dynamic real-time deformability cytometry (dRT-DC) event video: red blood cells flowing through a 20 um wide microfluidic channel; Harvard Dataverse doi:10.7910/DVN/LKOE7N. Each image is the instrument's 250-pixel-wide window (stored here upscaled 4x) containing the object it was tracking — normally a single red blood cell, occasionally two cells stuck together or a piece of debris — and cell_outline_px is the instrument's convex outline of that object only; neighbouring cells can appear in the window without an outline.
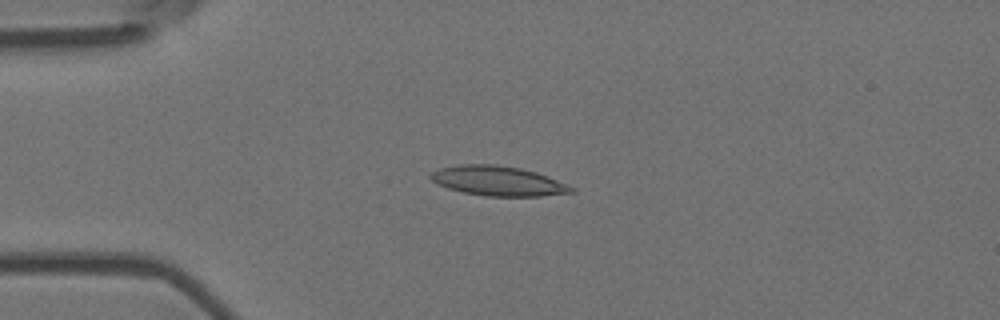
{"species": "Egyptian fruit bat (a non-hibernating species)", "species_latin": "Rousettus aegyptiacus", "temperature_condition": "room temperature", "stored_images_in_passage": 55, "camera_frame_rate_fps": 3000, "um_per_image_px": 0.085, "animal": {"sex": "female"}, "frame": {"image": 1, "passage_image": 13, "time_ms": 4.0, "image_size_px": [1000, 320], "cell_outline_px": [[576, 192], [540, 196], [484, 196], [464, 192], [448, 188], [436, 184], [428, 176], [432, 172], [440, 168], [460, 164], [496, 164], [520, 168], [536, 172], [548, 176], [576, 188]], "centroid_in_image_um": [42.34, 15.38], "position_along_channel_um": 42.7, "area_um2": 24.45}}
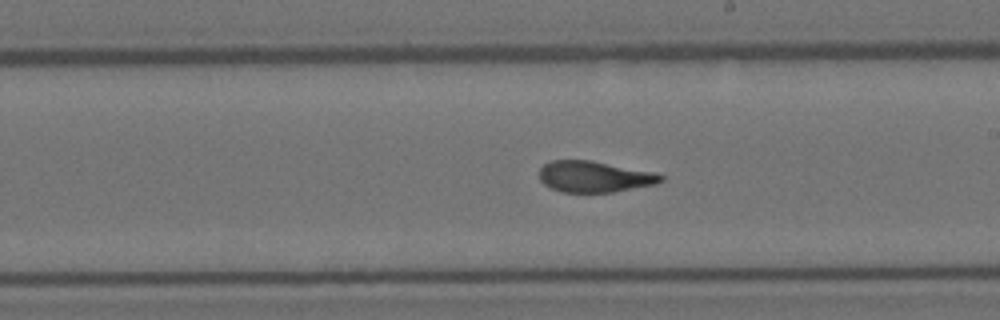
{"frame": {"image": 2, "passage_image": 31, "time_ms": 10.0, "image_size_px": [1000, 320], "cell_outline_px": [[664, 180], [656, 184], [612, 192], [560, 192], [544, 184], [540, 180], [540, 168], [544, 164], [552, 160], [592, 160], [652, 172], [664, 176]], "centroid_in_image_um": [50.51, 15.01], "position_along_channel_um": 238.5, "area_um2": 21.96}}
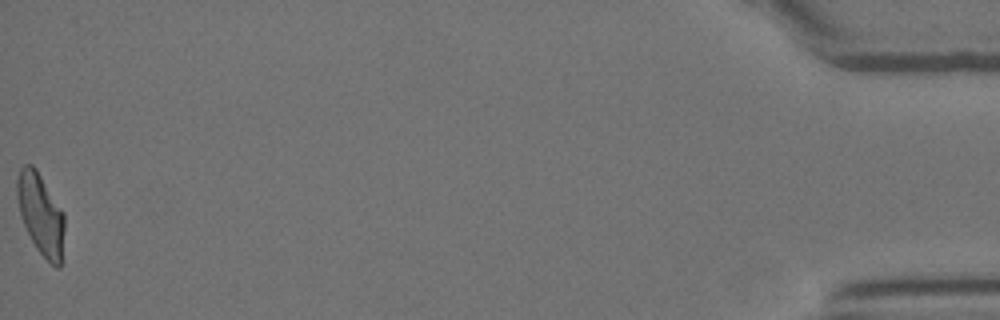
{"frame": {"image": 3, "passage_image": 55, "time_ms": 18.0, "image_size_px": [1000, 320], "cell_outline_px": [[64, 228], [60, 268], [56, 268], [36, 248], [20, 216], [16, 196], [16, 180], [20, 168], [24, 164], [32, 164], [36, 168], [64, 212]], "centroid_in_image_um": [3.45, 18.16], "position_along_channel_um": 431.8, "area_um2": 22.43}, "authors_computed_cell_mechanics": {"area_um2": 22.8888, "velocity_mm_per_s": 3.655, "shape_relaxation_time_tau1_ms": 6.121, "shape_relaxation_time_tau2_ms": 1.1752, "deformation_change_tau1": 0.2341, "deformation_change_tau2": 0.0961}}